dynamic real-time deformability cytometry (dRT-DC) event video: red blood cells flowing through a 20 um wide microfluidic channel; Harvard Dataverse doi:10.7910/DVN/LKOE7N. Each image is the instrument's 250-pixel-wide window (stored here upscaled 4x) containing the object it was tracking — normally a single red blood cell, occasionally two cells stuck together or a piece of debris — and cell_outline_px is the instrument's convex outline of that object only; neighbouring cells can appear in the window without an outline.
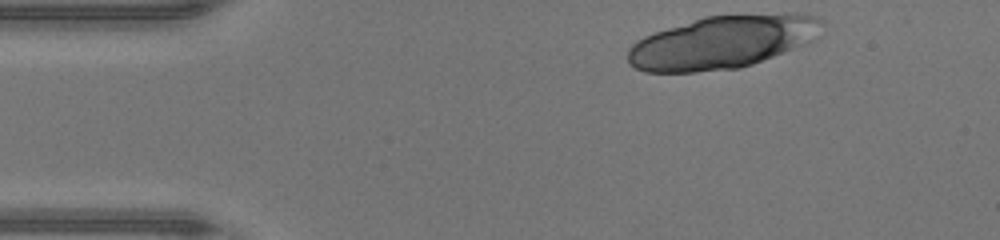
{"species": "human", "species_latin": "Homo sapiens", "temperature_condition": "warm", "stored_images_in_passage": 11, "camera_frame_rate_fps": 3000, "um_per_image_px": 0.085, "donor": {"sex": "male"}, "frame": {"image": 1, "passage_image": 1, "time_ms": 0.0, "image_size_px": [1000, 240], "cell_outline_px": [[824, 24], [820, 36], [816, 40], [808, 44], [752, 64], [740, 68], [696, 72], [644, 72], [628, 64], [628, 48], [636, 40], [644, 36], [704, 16], [784, 12], [796, 12], [820, 16], [824, 20]], "centroid_in_image_um": [61.51, 3.56], "position_along_channel_um": 23.5, "area_um2": 61.04}}